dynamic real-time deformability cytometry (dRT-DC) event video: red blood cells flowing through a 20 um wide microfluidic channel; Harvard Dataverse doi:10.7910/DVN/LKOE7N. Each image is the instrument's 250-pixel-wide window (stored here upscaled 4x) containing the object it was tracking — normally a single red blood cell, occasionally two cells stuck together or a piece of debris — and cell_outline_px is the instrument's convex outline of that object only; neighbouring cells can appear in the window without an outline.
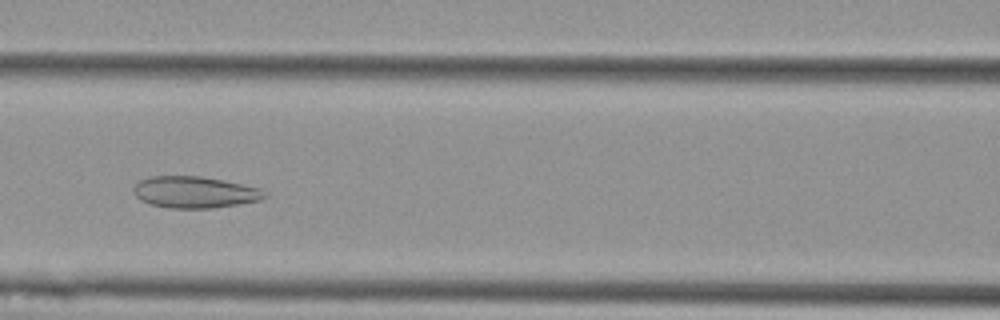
{"species": "Egyptian fruit bat (a non-hibernating species)", "species_latin": "Rousettus aegyptiacus", "temperature_condition": "cold", "stored_images_in_passage": 4, "camera_frame_rate_fps": 3000, "um_per_image_px": 0.085, "animal": {"sex": "female"}, "frame": {"image": 1, "passage_image": 4, "time_ms": 1.0, "image_size_px": [1000, 320], "cell_outline_px": [[268, 196], [260, 200], [240, 204], [212, 208], [168, 208], [148, 204], [140, 200], [132, 192], [132, 188], [140, 180], [152, 176], [200, 176], [224, 180], [260, 188], [268, 192]], "centroid_in_image_um": [16.55, 16.34], "position_along_channel_um": 150.0, "area_um2": 24.39}}